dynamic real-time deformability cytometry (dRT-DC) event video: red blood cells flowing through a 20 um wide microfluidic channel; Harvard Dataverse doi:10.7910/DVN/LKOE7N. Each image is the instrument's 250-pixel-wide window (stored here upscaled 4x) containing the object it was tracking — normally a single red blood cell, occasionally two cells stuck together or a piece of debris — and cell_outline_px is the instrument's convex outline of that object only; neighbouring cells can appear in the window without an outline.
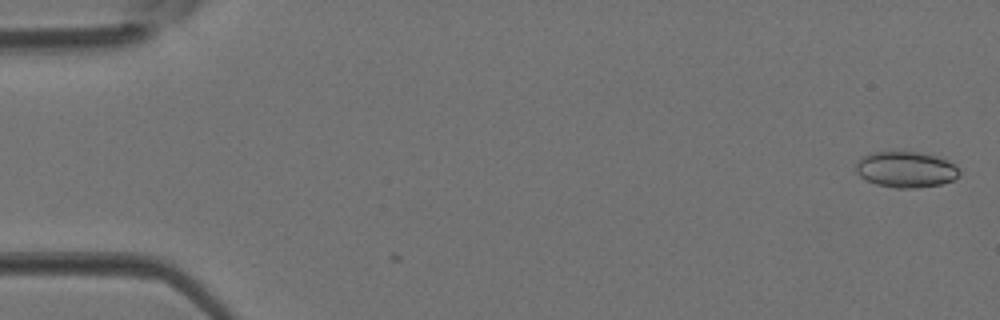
{"species": "Egyptian fruit bat (a non-hibernating species)", "species_latin": "Rousettus aegyptiacus", "temperature_condition": "room temperature", "stored_images_in_passage": 42, "camera_frame_rate_fps": 3000, "um_per_image_px": 0.085, "animal": {"sex": "female"}, "frame": {"image": 1, "passage_image": 1, "time_ms": 0.0, "image_size_px": [1000, 320], "cell_outline_px": [[960, 176], [952, 180], [940, 184], [916, 188], [896, 188], [876, 184], [860, 176], [856, 172], [856, 164], [860, 156], [872, 152], [916, 152], [936, 156], [948, 160], [956, 164], [960, 172]], "centroid_in_image_um": [77.01, 14.4], "position_along_channel_um": 8.0, "area_um2": 21.73}}
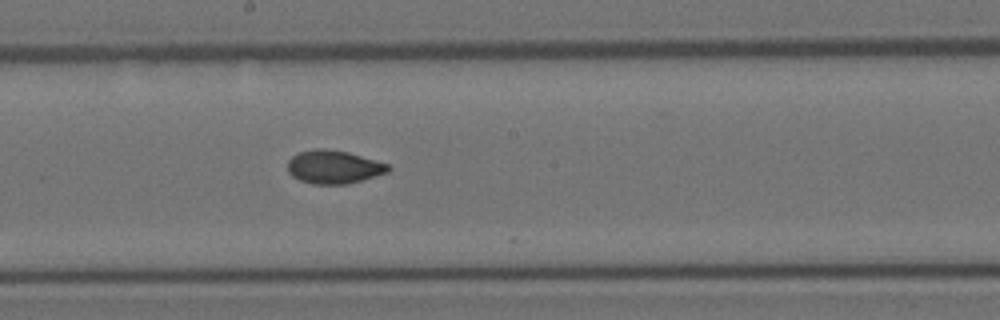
{"frame": {"image": 2, "passage_image": 23, "time_ms": 7.333, "image_size_px": [1000, 320], "cell_outline_px": [[392, 168], [388, 172], [348, 184], [312, 184], [300, 180], [292, 176], [288, 172], [288, 160], [292, 156], [300, 152], [316, 148], [324, 148], [348, 152], [388, 164]], "centroid_in_image_um": [28.36, 14.19], "position_along_channel_um": 219.8, "area_um2": 19.48}}
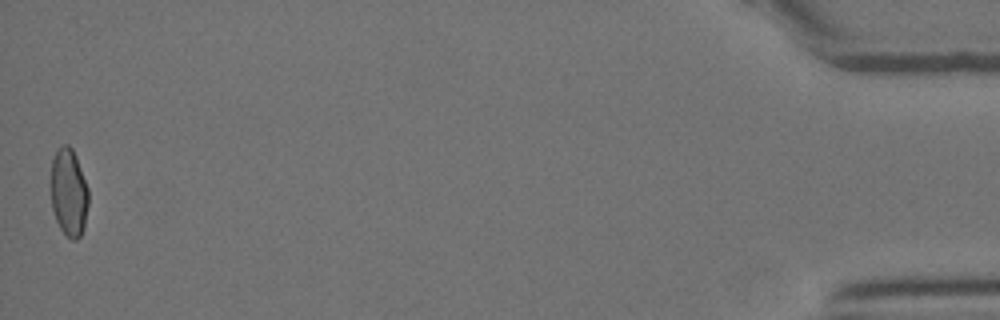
{"frame": {"image": 3, "passage_image": 42, "time_ms": 13.667, "image_size_px": [1000, 320], "cell_outline_px": [[88, 204], [84, 228], [80, 236], [76, 240], [72, 240], [60, 228], [56, 220], [52, 208], [52, 160], [56, 148], [64, 144], [68, 144], [72, 148], [88, 188]], "centroid_in_image_um": [5.85, 16.36], "position_along_channel_um": 429.3, "area_um2": 19.02}}